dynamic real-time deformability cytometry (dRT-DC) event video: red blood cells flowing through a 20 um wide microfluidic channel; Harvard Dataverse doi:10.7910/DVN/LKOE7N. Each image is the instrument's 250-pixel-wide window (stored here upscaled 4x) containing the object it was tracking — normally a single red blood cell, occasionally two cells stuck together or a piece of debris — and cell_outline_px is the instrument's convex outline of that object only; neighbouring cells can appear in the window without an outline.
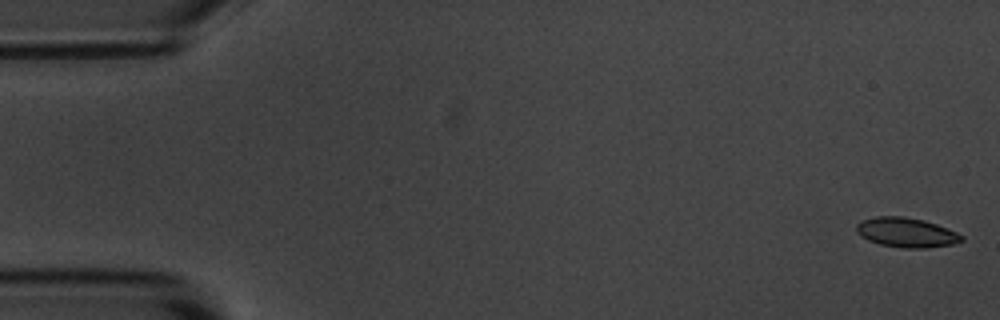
{"species": "common noctule bat (a hibernating species)", "species_latin": "Nyctalus noctula", "temperature_condition": "room temperature", "stored_images_in_passage": 5, "camera_frame_rate_fps": 3000, "um_per_image_px": 0.085, "animal": {"sex": "male", "body_mass_g": 20.1, "forearm_length_mm": 53.5}, "frame": {"image": 1, "passage_image": 1, "time_ms": 0.0, "image_size_px": [1000, 320], "cell_outline_px": [[964, 240], [952, 244], [928, 248], [904, 248], [880, 244], [868, 240], [860, 236], [856, 232], [856, 224], [860, 220], [876, 216], [904, 216], [924, 220], [936, 224], [956, 232], [964, 236]], "centroid_in_image_um": [77.01, 19.75], "position_along_channel_um": 8.0, "area_um2": 18.26}}
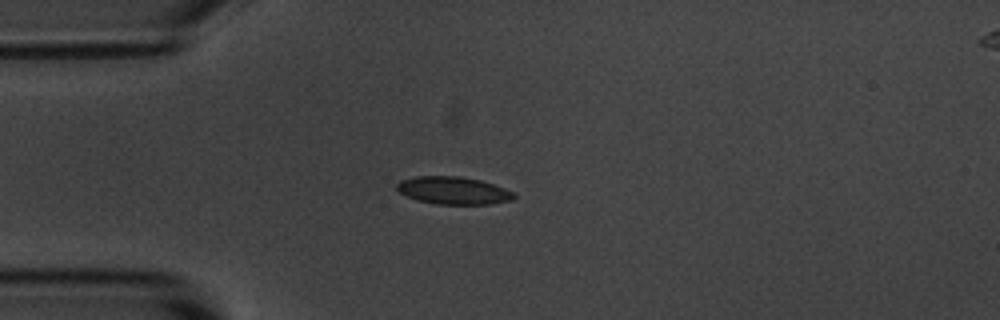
{"frame": {"image": 2, "passage_image": 5, "time_ms": 4.333, "image_size_px": [1000, 320], "cell_outline_px": [[516, 196], [512, 200], [488, 204], [436, 204], [416, 200], [400, 192], [396, 188], [396, 184], [400, 180], [416, 176], [460, 176], [480, 180], [504, 188], [512, 192]], "centroid_in_image_um": [38.5, 16.19], "position_along_channel_um": 46.5, "area_um2": 18.73}}